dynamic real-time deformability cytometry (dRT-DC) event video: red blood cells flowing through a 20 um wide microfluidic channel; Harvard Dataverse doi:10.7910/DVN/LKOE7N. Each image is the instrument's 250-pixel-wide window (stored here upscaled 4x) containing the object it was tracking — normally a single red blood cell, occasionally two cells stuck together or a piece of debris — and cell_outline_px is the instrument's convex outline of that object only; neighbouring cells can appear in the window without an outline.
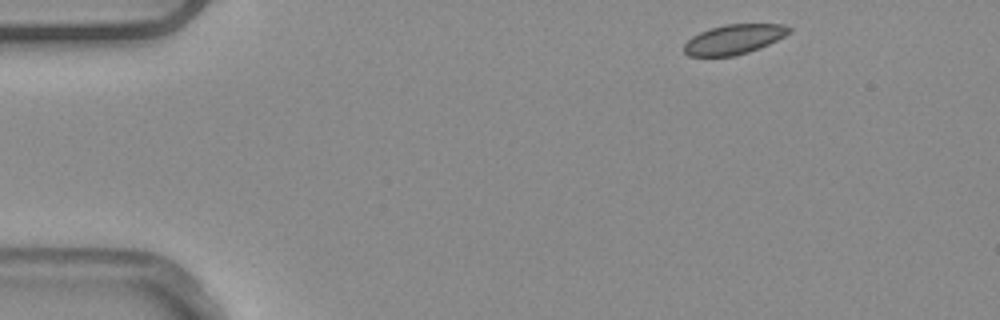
{"species": "common noctule bat (a hibernating species)", "species_latin": "Nyctalus noctula", "temperature_condition": "warm", "stored_images_in_passage": 6, "camera_frame_rate_fps": 3000, "um_per_image_px": 0.085, "animal": {"sex": "male", "body_mass_g": 20.4}, "frame": {"image": 1, "passage_image": 1, "time_ms": 0.0, "image_size_px": [1000, 320], "cell_outline_px": [[792, 32], [768, 44], [748, 52], [736, 56], [688, 56], [684, 52], [684, 44], [692, 36], [700, 32], [724, 24], [784, 24], [792, 28]], "centroid_in_image_um": [62.39, 3.34], "position_along_channel_um": 22.6, "area_um2": 18.15}}
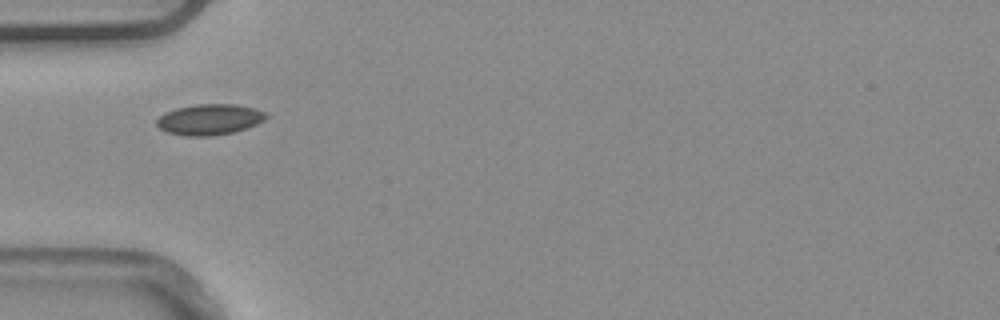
{"frame": {"image": 2, "passage_image": 3, "time_ms": 0.667, "image_size_px": [1000, 320], "cell_outline_px": [[268, 116], [264, 120], [256, 124], [232, 132], [208, 136], [184, 136], [168, 132], [160, 128], [156, 124], [156, 120], [164, 112], [176, 108], [196, 104], [236, 104], [256, 108], [268, 112]], "centroid_in_image_um": [17.82, 10.14], "position_along_channel_um": 67.2, "area_um2": 19.65}}
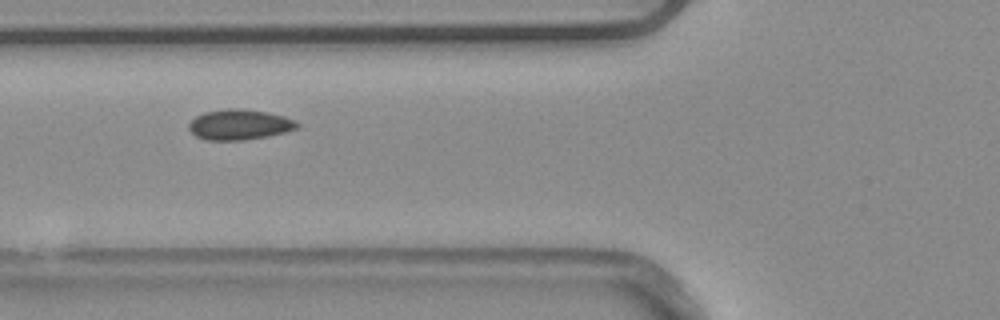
{"frame": {"image": 3, "passage_image": 4, "time_ms": 1.0, "image_size_px": [1000, 320], "cell_outline_px": [[300, 128], [284, 132], [244, 140], [208, 140], [196, 136], [188, 128], [188, 124], [196, 116], [204, 112], [228, 108], [240, 108], [268, 112], [284, 116], [296, 120], [300, 124]], "centroid_in_image_um": [20.37, 10.58], "position_along_channel_um": 105.4, "area_um2": 19.19}}